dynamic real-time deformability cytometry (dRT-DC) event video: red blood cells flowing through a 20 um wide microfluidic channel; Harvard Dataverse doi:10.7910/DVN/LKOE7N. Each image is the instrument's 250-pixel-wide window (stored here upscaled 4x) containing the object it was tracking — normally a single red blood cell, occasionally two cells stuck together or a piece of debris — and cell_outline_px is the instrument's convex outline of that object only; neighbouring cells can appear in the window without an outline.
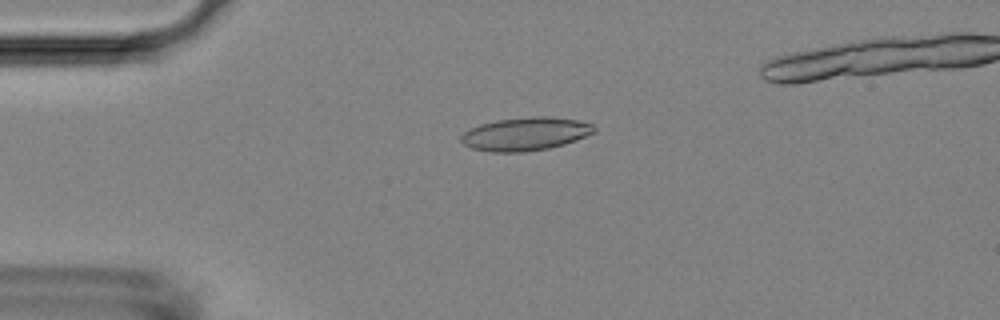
{"species": "Egyptian fruit bat (a non-hibernating species)", "species_latin": "Rousettus aegyptiacus", "temperature_condition": "room temperature", "stored_images_in_passage": 51, "camera_frame_rate_fps": 3000, "um_per_image_px": 0.085, "animal": {"sex": "female"}, "frame": {"image": 1, "passage_image": 12, "time_ms": 3.667, "image_size_px": [1000, 320], "cell_outline_px": [[596, 132], [576, 140], [564, 144], [548, 148], [524, 152], [492, 152], [472, 148], [464, 144], [460, 140], [460, 136], [464, 132], [480, 124], [496, 120], [532, 116], [552, 116], [580, 120], [592, 124], [596, 128]], "centroid_in_image_um": [44.69, 11.37], "position_along_channel_um": 40.3, "area_um2": 25.89}}
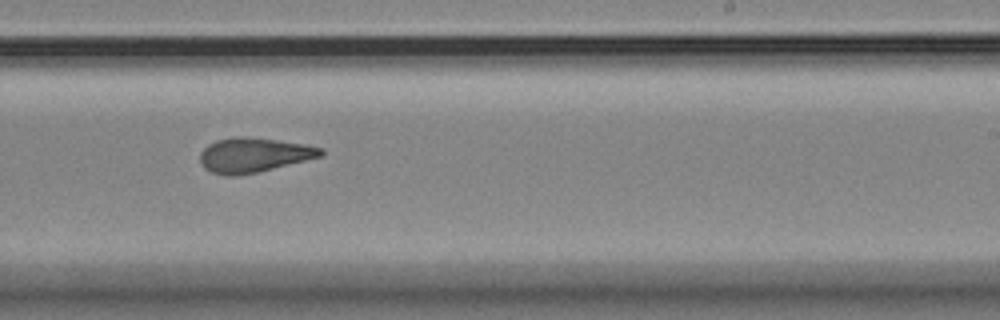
{"frame": {"image": 2, "passage_image": 32, "time_ms": 10.333, "image_size_px": [1000, 320], "cell_outline_px": [[324, 156], [256, 172], [236, 176], [224, 176], [212, 172], [204, 168], [200, 164], [200, 152], [208, 144], [216, 140], [236, 136], [248, 136], [304, 144], [324, 148]], "centroid_in_image_um": [21.55, 13.17], "position_along_channel_um": 267.4, "area_um2": 24.45}}
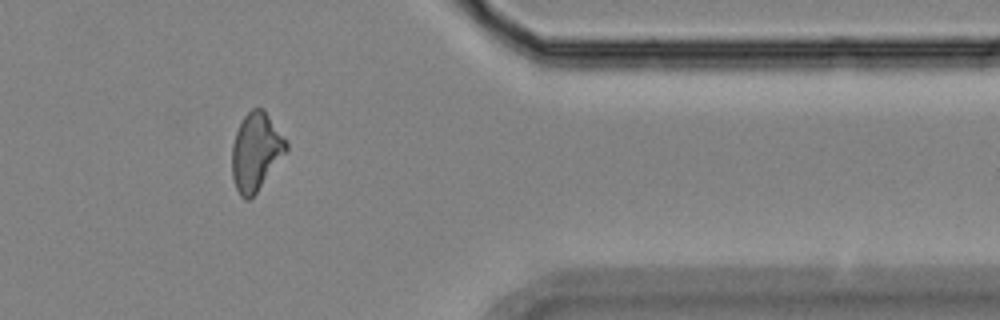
{"frame": {"image": 3, "passage_image": 43, "time_ms": 14.0, "image_size_px": [1000, 320], "cell_outline_px": [[288, 152], [256, 192], [248, 200], [244, 200], [240, 196], [236, 188], [232, 176], [232, 144], [236, 132], [244, 116], [252, 108], [264, 108], [288, 144]], "centroid_in_image_um": [21.76, 12.9], "position_along_channel_um": 389.6, "area_um2": 24.57}, "authors_computed_cell_mechanics": {"area_um2": 24.4494, "velocity_mm_per_s": 3.8035, "shape_relaxation_time_tau1_ms": null, "shape_relaxation_time_tau2_ms": 2.4644, "deformation_change_tau1": null, "deformation_change_tau2": 0.1018}}